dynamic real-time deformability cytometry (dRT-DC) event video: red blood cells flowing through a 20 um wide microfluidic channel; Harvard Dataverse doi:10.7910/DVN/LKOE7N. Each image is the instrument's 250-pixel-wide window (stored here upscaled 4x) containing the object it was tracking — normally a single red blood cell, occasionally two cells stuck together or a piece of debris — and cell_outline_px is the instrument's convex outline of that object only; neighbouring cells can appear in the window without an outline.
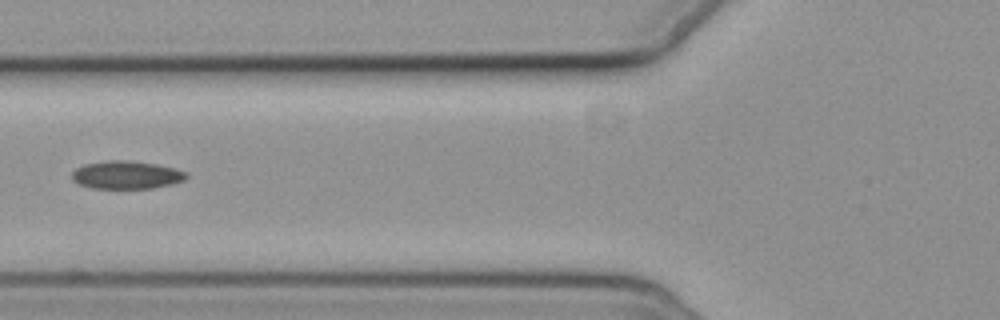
{"species": "common noctule bat (a hibernating species)", "species_latin": "Nyctalus noctula", "temperature_condition": "cold", "stored_images_in_passage": 6, "camera_frame_rate_fps": 3000, "um_per_image_px": 0.085, "animal": {"sex": "female", "body_mass_g": 19.3, "forearm_length_mm": 54.1}, "frame": {"image": 1, "passage_image": 6, "time_ms": 6.333, "image_size_px": [1000, 320], "cell_outline_px": [[188, 176], [184, 180], [172, 184], [152, 188], [92, 188], [80, 184], [72, 180], [72, 172], [76, 168], [84, 164], [108, 160], [124, 160], [156, 164], [188, 172]], "centroid_in_image_um": [10.74, 14.87], "position_along_channel_um": 115.1, "area_um2": 18.55}}